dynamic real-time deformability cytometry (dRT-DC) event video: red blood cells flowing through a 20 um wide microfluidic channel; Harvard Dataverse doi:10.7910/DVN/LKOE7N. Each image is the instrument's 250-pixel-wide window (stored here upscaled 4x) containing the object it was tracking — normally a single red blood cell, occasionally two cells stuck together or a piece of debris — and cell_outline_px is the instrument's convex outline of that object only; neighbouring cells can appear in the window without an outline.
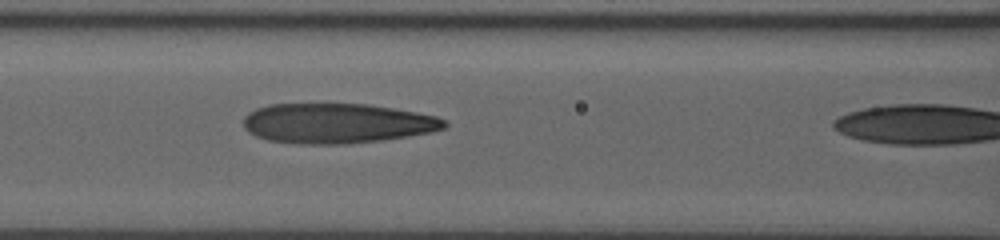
{"species": "human", "species_latin": "Homo sapiens", "temperature_condition": "room temperature", "stored_images_in_passage": 63, "camera_frame_rate_fps": 3000, "um_per_image_px": 0.085, "donor": {"sex": "male"}, "frame": {"image": 1, "passage_image": 61, "time_ms": 8.0, "image_size_px": [1000, 240], "cell_outline_px": [[448, 124], [444, 128], [432, 132], [408, 136], [380, 140], [344, 144], [300, 144], [268, 140], [256, 136], [248, 132], [244, 128], [244, 116], [248, 112], [256, 108], [268, 104], [368, 104], [416, 112], [436, 116], [444, 120]], "centroid_in_image_um": [28.61, 10.48], "position_along_channel_um": 138.0, "area_um2": 46.82}}